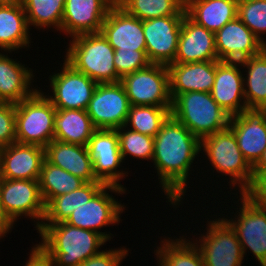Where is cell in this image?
I'll use <instances>...</instances> for the list:
<instances>
[{
    "mask_svg": "<svg viewBox=\"0 0 266 266\" xmlns=\"http://www.w3.org/2000/svg\"><path fill=\"white\" fill-rule=\"evenodd\" d=\"M0 199L4 211L14 223L24 216L34 220L35 230L40 228L44 218L45 203L38 180L0 178Z\"/></svg>",
    "mask_w": 266,
    "mask_h": 266,
    "instance_id": "cell-11",
    "label": "cell"
},
{
    "mask_svg": "<svg viewBox=\"0 0 266 266\" xmlns=\"http://www.w3.org/2000/svg\"><path fill=\"white\" fill-rule=\"evenodd\" d=\"M38 181L45 205L52 198L77 190L86 183L66 170L52 165L46 159L43 162Z\"/></svg>",
    "mask_w": 266,
    "mask_h": 266,
    "instance_id": "cell-32",
    "label": "cell"
},
{
    "mask_svg": "<svg viewBox=\"0 0 266 266\" xmlns=\"http://www.w3.org/2000/svg\"><path fill=\"white\" fill-rule=\"evenodd\" d=\"M238 147L253 166L266 150V116L261 110H246L230 117L229 126Z\"/></svg>",
    "mask_w": 266,
    "mask_h": 266,
    "instance_id": "cell-21",
    "label": "cell"
},
{
    "mask_svg": "<svg viewBox=\"0 0 266 266\" xmlns=\"http://www.w3.org/2000/svg\"><path fill=\"white\" fill-rule=\"evenodd\" d=\"M120 82L130 105L172 107L167 65L151 63L124 76Z\"/></svg>",
    "mask_w": 266,
    "mask_h": 266,
    "instance_id": "cell-9",
    "label": "cell"
},
{
    "mask_svg": "<svg viewBox=\"0 0 266 266\" xmlns=\"http://www.w3.org/2000/svg\"><path fill=\"white\" fill-rule=\"evenodd\" d=\"M60 66L58 73L48 77L53 94L42 93L56 109L86 110L98 83L75 70L65 60Z\"/></svg>",
    "mask_w": 266,
    "mask_h": 266,
    "instance_id": "cell-10",
    "label": "cell"
},
{
    "mask_svg": "<svg viewBox=\"0 0 266 266\" xmlns=\"http://www.w3.org/2000/svg\"><path fill=\"white\" fill-rule=\"evenodd\" d=\"M233 218L223 217L235 230L243 255L250 250L260 266H266V210L257 207L244 194L239 195ZM240 204V206H239ZM237 213V215H236Z\"/></svg>",
    "mask_w": 266,
    "mask_h": 266,
    "instance_id": "cell-12",
    "label": "cell"
},
{
    "mask_svg": "<svg viewBox=\"0 0 266 266\" xmlns=\"http://www.w3.org/2000/svg\"><path fill=\"white\" fill-rule=\"evenodd\" d=\"M240 63L246 72L243 84L247 110H262L266 106V51L263 49Z\"/></svg>",
    "mask_w": 266,
    "mask_h": 266,
    "instance_id": "cell-29",
    "label": "cell"
},
{
    "mask_svg": "<svg viewBox=\"0 0 266 266\" xmlns=\"http://www.w3.org/2000/svg\"><path fill=\"white\" fill-rule=\"evenodd\" d=\"M207 232L193 240L204 266H242L244 255L235 230L223 218L207 220Z\"/></svg>",
    "mask_w": 266,
    "mask_h": 266,
    "instance_id": "cell-8",
    "label": "cell"
},
{
    "mask_svg": "<svg viewBox=\"0 0 266 266\" xmlns=\"http://www.w3.org/2000/svg\"><path fill=\"white\" fill-rule=\"evenodd\" d=\"M120 196L126 193L125 188L114 185H104L87 203L76 208L65 221L71 226L87 229L100 234L106 241L113 238L110 232L100 231L109 225H118L121 214L126 206L116 200L110 192ZM112 236V237H111Z\"/></svg>",
    "mask_w": 266,
    "mask_h": 266,
    "instance_id": "cell-7",
    "label": "cell"
},
{
    "mask_svg": "<svg viewBox=\"0 0 266 266\" xmlns=\"http://www.w3.org/2000/svg\"><path fill=\"white\" fill-rule=\"evenodd\" d=\"M119 138V148L123 162L126 156L140 160H153L154 137L126 129L122 126L116 129Z\"/></svg>",
    "mask_w": 266,
    "mask_h": 266,
    "instance_id": "cell-36",
    "label": "cell"
},
{
    "mask_svg": "<svg viewBox=\"0 0 266 266\" xmlns=\"http://www.w3.org/2000/svg\"><path fill=\"white\" fill-rule=\"evenodd\" d=\"M130 106L121 82L98 83L86 111L96 129H118L125 125Z\"/></svg>",
    "mask_w": 266,
    "mask_h": 266,
    "instance_id": "cell-14",
    "label": "cell"
},
{
    "mask_svg": "<svg viewBox=\"0 0 266 266\" xmlns=\"http://www.w3.org/2000/svg\"><path fill=\"white\" fill-rule=\"evenodd\" d=\"M200 152V140L172 115L154 137L152 163L159 187L175 210L185 199L192 164Z\"/></svg>",
    "mask_w": 266,
    "mask_h": 266,
    "instance_id": "cell-1",
    "label": "cell"
},
{
    "mask_svg": "<svg viewBox=\"0 0 266 266\" xmlns=\"http://www.w3.org/2000/svg\"><path fill=\"white\" fill-rule=\"evenodd\" d=\"M104 185L101 181L86 182L77 190L52 198L45 205L42 224L65 222L76 208L87 203Z\"/></svg>",
    "mask_w": 266,
    "mask_h": 266,
    "instance_id": "cell-30",
    "label": "cell"
},
{
    "mask_svg": "<svg viewBox=\"0 0 266 266\" xmlns=\"http://www.w3.org/2000/svg\"><path fill=\"white\" fill-rule=\"evenodd\" d=\"M96 128L86 110L56 109L54 139L64 143L87 146Z\"/></svg>",
    "mask_w": 266,
    "mask_h": 266,
    "instance_id": "cell-28",
    "label": "cell"
},
{
    "mask_svg": "<svg viewBox=\"0 0 266 266\" xmlns=\"http://www.w3.org/2000/svg\"><path fill=\"white\" fill-rule=\"evenodd\" d=\"M129 248L121 247L120 248H111L109 250H101L98 254L90 257L79 266H120L123 262V259L129 254Z\"/></svg>",
    "mask_w": 266,
    "mask_h": 266,
    "instance_id": "cell-40",
    "label": "cell"
},
{
    "mask_svg": "<svg viewBox=\"0 0 266 266\" xmlns=\"http://www.w3.org/2000/svg\"><path fill=\"white\" fill-rule=\"evenodd\" d=\"M163 238L154 249L157 266H204L200 250L185 235Z\"/></svg>",
    "mask_w": 266,
    "mask_h": 266,
    "instance_id": "cell-31",
    "label": "cell"
},
{
    "mask_svg": "<svg viewBox=\"0 0 266 266\" xmlns=\"http://www.w3.org/2000/svg\"><path fill=\"white\" fill-rule=\"evenodd\" d=\"M113 62L116 72L121 79L151 64L147 57L146 50L115 51Z\"/></svg>",
    "mask_w": 266,
    "mask_h": 266,
    "instance_id": "cell-38",
    "label": "cell"
},
{
    "mask_svg": "<svg viewBox=\"0 0 266 266\" xmlns=\"http://www.w3.org/2000/svg\"><path fill=\"white\" fill-rule=\"evenodd\" d=\"M184 15L143 20L146 54L153 64L174 62Z\"/></svg>",
    "mask_w": 266,
    "mask_h": 266,
    "instance_id": "cell-15",
    "label": "cell"
},
{
    "mask_svg": "<svg viewBox=\"0 0 266 266\" xmlns=\"http://www.w3.org/2000/svg\"><path fill=\"white\" fill-rule=\"evenodd\" d=\"M129 15L140 20L185 15V0H116Z\"/></svg>",
    "mask_w": 266,
    "mask_h": 266,
    "instance_id": "cell-34",
    "label": "cell"
},
{
    "mask_svg": "<svg viewBox=\"0 0 266 266\" xmlns=\"http://www.w3.org/2000/svg\"><path fill=\"white\" fill-rule=\"evenodd\" d=\"M28 255L29 259L26 260L25 266H53L50 256L38 244L30 249Z\"/></svg>",
    "mask_w": 266,
    "mask_h": 266,
    "instance_id": "cell-42",
    "label": "cell"
},
{
    "mask_svg": "<svg viewBox=\"0 0 266 266\" xmlns=\"http://www.w3.org/2000/svg\"><path fill=\"white\" fill-rule=\"evenodd\" d=\"M45 159L85 182L98 181L94 175L92 159L86 146L53 139L45 147Z\"/></svg>",
    "mask_w": 266,
    "mask_h": 266,
    "instance_id": "cell-25",
    "label": "cell"
},
{
    "mask_svg": "<svg viewBox=\"0 0 266 266\" xmlns=\"http://www.w3.org/2000/svg\"><path fill=\"white\" fill-rule=\"evenodd\" d=\"M45 148L38 145L12 143L0 148V178L39 180Z\"/></svg>",
    "mask_w": 266,
    "mask_h": 266,
    "instance_id": "cell-20",
    "label": "cell"
},
{
    "mask_svg": "<svg viewBox=\"0 0 266 266\" xmlns=\"http://www.w3.org/2000/svg\"><path fill=\"white\" fill-rule=\"evenodd\" d=\"M37 233L41 237L38 245L50 256L53 266H79L107 242L94 231L65 222L41 224Z\"/></svg>",
    "mask_w": 266,
    "mask_h": 266,
    "instance_id": "cell-2",
    "label": "cell"
},
{
    "mask_svg": "<svg viewBox=\"0 0 266 266\" xmlns=\"http://www.w3.org/2000/svg\"><path fill=\"white\" fill-rule=\"evenodd\" d=\"M200 151L207 156L213 172L216 170L222 176L231 177L227 184L230 183L232 188H239L240 194L249 188L253 180L252 166L242 155L236 137L229 127L200 140Z\"/></svg>",
    "mask_w": 266,
    "mask_h": 266,
    "instance_id": "cell-4",
    "label": "cell"
},
{
    "mask_svg": "<svg viewBox=\"0 0 266 266\" xmlns=\"http://www.w3.org/2000/svg\"><path fill=\"white\" fill-rule=\"evenodd\" d=\"M253 178L257 175L266 174V150L258 161L252 166Z\"/></svg>",
    "mask_w": 266,
    "mask_h": 266,
    "instance_id": "cell-44",
    "label": "cell"
},
{
    "mask_svg": "<svg viewBox=\"0 0 266 266\" xmlns=\"http://www.w3.org/2000/svg\"><path fill=\"white\" fill-rule=\"evenodd\" d=\"M243 194L257 207L266 210V174L255 176Z\"/></svg>",
    "mask_w": 266,
    "mask_h": 266,
    "instance_id": "cell-41",
    "label": "cell"
},
{
    "mask_svg": "<svg viewBox=\"0 0 266 266\" xmlns=\"http://www.w3.org/2000/svg\"><path fill=\"white\" fill-rule=\"evenodd\" d=\"M169 72L172 101L189 91L210 93L215 81V60L193 63H171Z\"/></svg>",
    "mask_w": 266,
    "mask_h": 266,
    "instance_id": "cell-24",
    "label": "cell"
},
{
    "mask_svg": "<svg viewBox=\"0 0 266 266\" xmlns=\"http://www.w3.org/2000/svg\"><path fill=\"white\" fill-rule=\"evenodd\" d=\"M171 115L199 140L226 129L230 120L211 93L199 91L179 94L172 101Z\"/></svg>",
    "mask_w": 266,
    "mask_h": 266,
    "instance_id": "cell-5",
    "label": "cell"
},
{
    "mask_svg": "<svg viewBox=\"0 0 266 266\" xmlns=\"http://www.w3.org/2000/svg\"><path fill=\"white\" fill-rule=\"evenodd\" d=\"M239 61L215 60V81L212 98L230 116L247 110L244 95L243 70Z\"/></svg>",
    "mask_w": 266,
    "mask_h": 266,
    "instance_id": "cell-17",
    "label": "cell"
},
{
    "mask_svg": "<svg viewBox=\"0 0 266 266\" xmlns=\"http://www.w3.org/2000/svg\"><path fill=\"white\" fill-rule=\"evenodd\" d=\"M218 60L215 34L184 15L173 63H193Z\"/></svg>",
    "mask_w": 266,
    "mask_h": 266,
    "instance_id": "cell-22",
    "label": "cell"
},
{
    "mask_svg": "<svg viewBox=\"0 0 266 266\" xmlns=\"http://www.w3.org/2000/svg\"><path fill=\"white\" fill-rule=\"evenodd\" d=\"M101 33L115 51L146 50L143 21L115 3L108 11Z\"/></svg>",
    "mask_w": 266,
    "mask_h": 266,
    "instance_id": "cell-18",
    "label": "cell"
},
{
    "mask_svg": "<svg viewBox=\"0 0 266 266\" xmlns=\"http://www.w3.org/2000/svg\"><path fill=\"white\" fill-rule=\"evenodd\" d=\"M15 142V104L0 102V148Z\"/></svg>",
    "mask_w": 266,
    "mask_h": 266,
    "instance_id": "cell-39",
    "label": "cell"
},
{
    "mask_svg": "<svg viewBox=\"0 0 266 266\" xmlns=\"http://www.w3.org/2000/svg\"><path fill=\"white\" fill-rule=\"evenodd\" d=\"M238 1L185 0V9L194 22L215 33L237 17Z\"/></svg>",
    "mask_w": 266,
    "mask_h": 266,
    "instance_id": "cell-27",
    "label": "cell"
},
{
    "mask_svg": "<svg viewBox=\"0 0 266 266\" xmlns=\"http://www.w3.org/2000/svg\"><path fill=\"white\" fill-rule=\"evenodd\" d=\"M26 14L20 0L0 5V51L14 52L31 43Z\"/></svg>",
    "mask_w": 266,
    "mask_h": 266,
    "instance_id": "cell-26",
    "label": "cell"
},
{
    "mask_svg": "<svg viewBox=\"0 0 266 266\" xmlns=\"http://www.w3.org/2000/svg\"><path fill=\"white\" fill-rule=\"evenodd\" d=\"M0 52V102L17 104L31 97L38 89L33 86L34 70L8 53ZM34 89H33V88Z\"/></svg>",
    "mask_w": 266,
    "mask_h": 266,
    "instance_id": "cell-23",
    "label": "cell"
},
{
    "mask_svg": "<svg viewBox=\"0 0 266 266\" xmlns=\"http://www.w3.org/2000/svg\"><path fill=\"white\" fill-rule=\"evenodd\" d=\"M15 223L9 218L4 211L3 205L0 199V239L6 237L7 234L11 233Z\"/></svg>",
    "mask_w": 266,
    "mask_h": 266,
    "instance_id": "cell-43",
    "label": "cell"
},
{
    "mask_svg": "<svg viewBox=\"0 0 266 266\" xmlns=\"http://www.w3.org/2000/svg\"><path fill=\"white\" fill-rule=\"evenodd\" d=\"M214 34L219 61L240 62L259 54L264 49V44L238 17L226 23Z\"/></svg>",
    "mask_w": 266,
    "mask_h": 266,
    "instance_id": "cell-19",
    "label": "cell"
},
{
    "mask_svg": "<svg viewBox=\"0 0 266 266\" xmlns=\"http://www.w3.org/2000/svg\"><path fill=\"white\" fill-rule=\"evenodd\" d=\"M41 91L15 104L17 143L45 148L54 139L56 108Z\"/></svg>",
    "mask_w": 266,
    "mask_h": 266,
    "instance_id": "cell-6",
    "label": "cell"
},
{
    "mask_svg": "<svg viewBox=\"0 0 266 266\" xmlns=\"http://www.w3.org/2000/svg\"><path fill=\"white\" fill-rule=\"evenodd\" d=\"M30 27L40 30L55 28L61 33L62 17L66 0H20ZM33 25V26H32Z\"/></svg>",
    "mask_w": 266,
    "mask_h": 266,
    "instance_id": "cell-33",
    "label": "cell"
},
{
    "mask_svg": "<svg viewBox=\"0 0 266 266\" xmlns=\"http://www.w3.org/2000/svg\"><path fill=\"white\" fill-rule=\"evenodd\" d=\"M266 116V106L261 110Z\"/></svg>",
    "mask_w": 266,
    "mask_h": 266,
    "instance_id": "cell-46",
    "label": "cell"
},
{
    "mask_svg": "<svg viewBox=\"0 0 266 266\" xmlns=\"http://www.w3.org/2000/svg\"><path fill=\"white\" fill-rule=\"evenodd\" d=\"M64 60L97 83H117L121 78L114 65V48L100 33L82 34L70 39Z\"/></svg>",
    "mask_w": 266,
    "mask_h": 266,
    "instance_id": "cell-3",
    "label": "cell"
},
{
    "mask_svg": "<svg viewBox=\"0 0 266 266\" xmlns=\"http://www.w3.org/2000/svg\"><path fill=\"white\" fill-rule=\"evenodd\" d=\"M171 108L131 105L124 126L141 134L155 137L171 115Z\"/></svg>",
    "mask_w": 266,
    "mask_h": 266,
    "instance_id": "cell-35",
    "label": "cell"
},
{
    "mask_svg": "<svg viewBox=\"0 0 266 266\" xmlns=\"http://www.w3.org/2000/svg\"><path fill=\"white\" fill-rule=\"evenodd\" d=\"M116 0H66L61 32L66 37L100 33L109 9Z\"/></svg>",
    "mask_w": 266,
    "mask_h": 266,
    "instance_id": "cell-16",
    "label": "cell"
},
{
    "mask_svg": "<svg viewBox=\"0 0 266 266\" xmlns=\"http://www.w3.org/2000/svg\"><path fill=\"white\" fill-rule=\"evenodd\" d=\"M237 17L266 45V0H239Z\"/></svg>",
    "mask_w": 266,
    "mask_h": 266,
    "instance_id": "cell-37",
    "label": "cell"
},
{
    "mask_svg": "<svg viewBox=\"0 0 266 266\" xmlns=\"http://www.w3.org/2000/svg\"><path fill=\"white\" fill-rule=\"evenodd\" d=\"M86 147L92 159L96 179L105 185H114L127 190L119 183L125 176L128 177L129 173L118 169L122 166L123 160L116 129H96Z\"/></svg>",
    "mask_w": 266,
    "mask_h": 266,
    "instance_id": "cell-13",
    "label": "cell"
},
{
    "mask_svg": "<svg viewBox=\"0 0 266 266\" xmlns=\"http://www.w3.org/2000/svg\"><path fill=\"white\" fill-rule=\"evenodd\" d=\"M17 0H0V5H6V4H10L13 3Z\"/></svg>",
    "mask_w": 266,
    "mask_h": 266,
    "instance_id": "cell-45",
    "label": "cell"
}]
</instances>
